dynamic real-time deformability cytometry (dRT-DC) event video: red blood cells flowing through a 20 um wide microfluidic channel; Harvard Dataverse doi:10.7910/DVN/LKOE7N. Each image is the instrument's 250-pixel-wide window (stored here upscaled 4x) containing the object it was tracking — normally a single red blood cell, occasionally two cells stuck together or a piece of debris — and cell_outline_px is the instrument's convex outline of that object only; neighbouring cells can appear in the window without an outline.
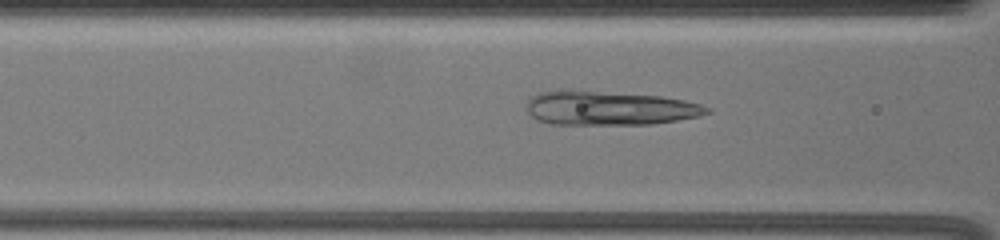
{"species": "common noctule bat (a hibernating species)", "species_latin": "Nyctalus noctula", "temperature_condition": "warm", "stored_images_in_passage": 26, "camera_frame_rate_fps": 3000, "um_per_image_px": 0.085, "animal": {"sex": "female", "body_mass_g": 19.5, "forearm_length_mm": 54.1}, "frame": {"image": 1, "passage_image": 9, "time_ms": 2.667, "image_size_px": [1000, 240], "cell_outline_px": [[712, 112], [696, 116], [676, 120], [648, 124], [552, 124], [540, 120], [532, 116], [528, 112], [528, 100], [532, 96], [540, 92], [560, 88], [660, 96], [700, 104], [712, 108]], "centroid_in_image_um": [51.75, 9.17], "position_along_channel_um": 114.8, "area_um2": 35.78}}
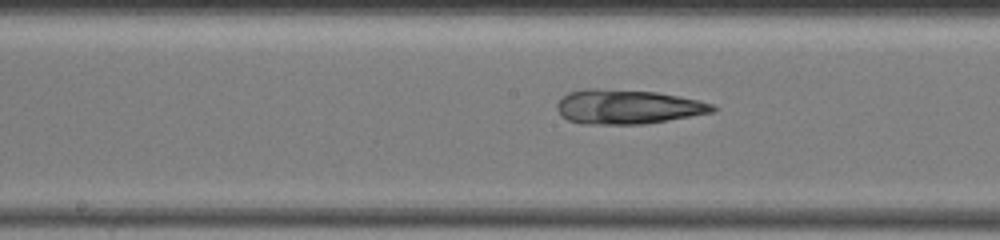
{"frame": {"image": 2, "passage_image": 16, "time_ms": 5.0, "image_size_px": [1000, 240], "cell_outline_px": [[716, 108], [712, 112], [644, 124], [584, 124], [568, 120], [560, 112], [560, 100], [568, 92], [584, 88], [596, 88], [656, 92], [696, 100], [712, 104]], "centroid_in_image_um": [53.33, 9.07], "position_along_channel_um": 194.9, "area_um2": 30.52}}
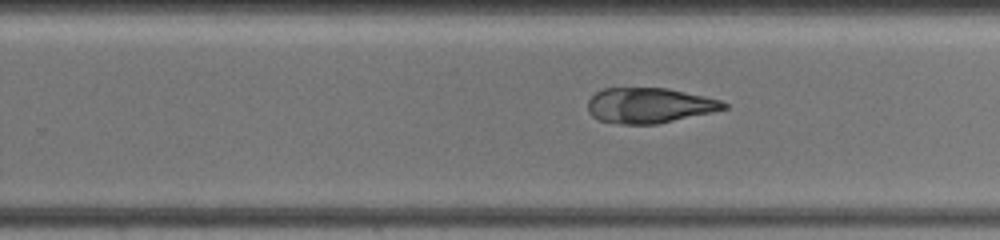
{"frame": {"image": 3, "passage_image": 23, "time_ms": 7.333, "image_size_px": [1000, 240], "cell_outline_px": [[728, 108], [712, 112], [656, 124], [624, 124], [600, 120], [592, 116], [588, 112], [588, 100], [596, 92], [604, 88], [668, 88], [704, 96], [720, 100], [728, 104]], "centroid_in_image_um": [55.19, 8.95], "position_along_channel_um": 274.6, "area_um2": 27.8}}